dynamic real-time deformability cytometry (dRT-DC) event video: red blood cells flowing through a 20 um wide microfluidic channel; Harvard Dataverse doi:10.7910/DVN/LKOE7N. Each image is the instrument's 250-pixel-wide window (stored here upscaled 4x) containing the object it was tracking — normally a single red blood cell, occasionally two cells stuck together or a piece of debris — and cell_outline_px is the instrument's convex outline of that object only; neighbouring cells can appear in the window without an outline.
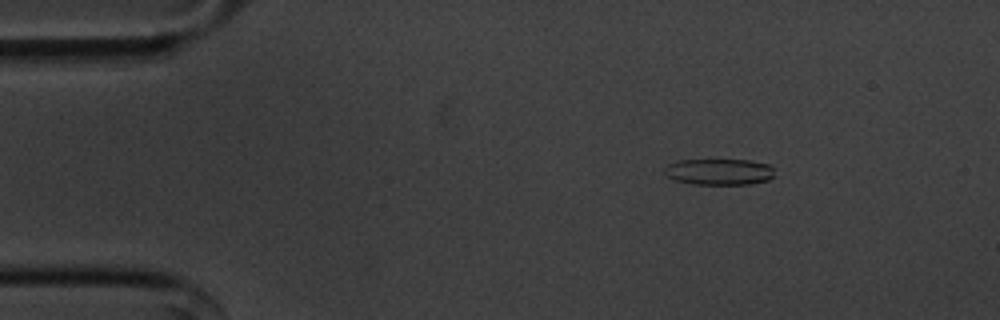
{"species": "common noctule bat (a hibernating species)", "species_latin": "Nyctalus noctula", "temperature_condition": "cold", "stored_images_in_passage": 51, "camera_frame_rate_fps": 3000, "um_per_image_px": 0.085, "animal": {"sex": "male", "body_mass_g": 20.1, "forearm_length_mm": 53.5}, "frame": {"image": 1, "passage_image": 4, "time_ms": 1.0, "image_size_px": [1000, 320], "cell_outline_px": [[772, 176], [768, 180], [748, 184], [692, 184], [676, 180], [668, 176], [664, 172], [664, 168], [668, 164], [680, 160], [748, 160], [768, 164], [772, 168]], "centroid_in_image_um": [61.1, 14.6], "position_along_channel_um": 23.9, "area_um2": 16.59}}
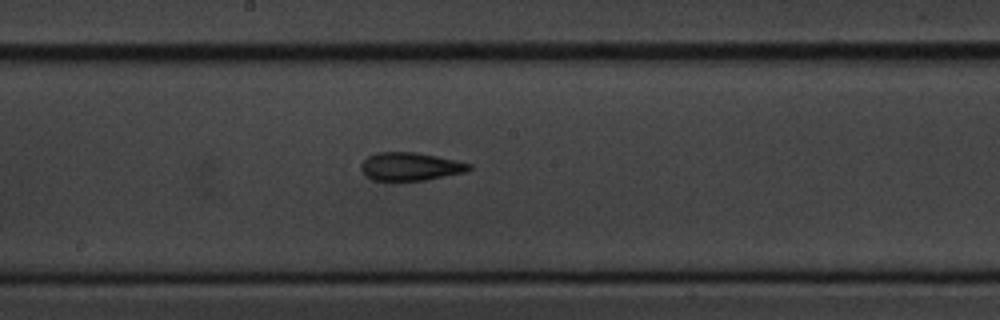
{"frame": {"image": 2, "passage_image": 25, "time_ms": 8.0, "image_size_px": [1000, 320], "cell_outline_px": [[472, 168], [468, 172], [424, 180], [392, 184], [372, 180], [360, 168], [360, 164], [368, 156], [376, 152], [416, 152], [456, 160], [472, 164]], "centroid_in_image_um": [34.86, 14.2], "position_along_channel_um": 213.3, "area_um2": 18.44}}
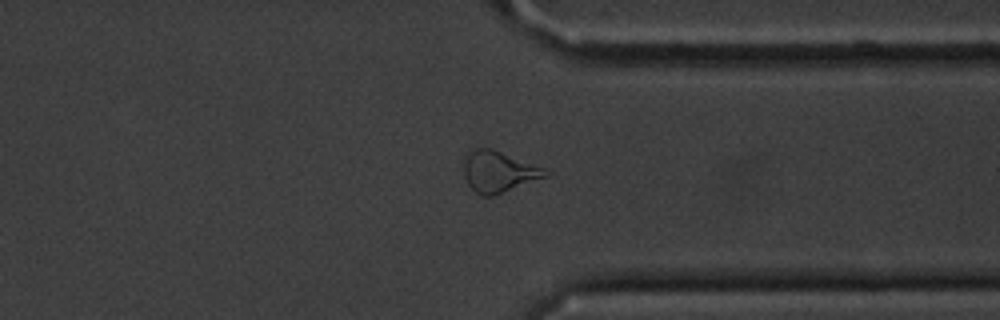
{"frame": {"image": 3, "passage_image": 38, "time_ms": 12.333, "image_size_px": [1000, 320], "cell_outline_px": [[552, 172], [548, 176], [492, 196], [480, 196], [468, 184], [464, 176], [464, 160], [468, 152], [472, 148], [492, 148], [544, 168]], "centroid_in_image_um": [42.38, 14.58], "position_along_channel_um": 369.0, "area_um2": 19.54}, "authors_computed_cell_mechanics": {"area_um2": 18.0914, "velocity_mm_per_s": 3.626, "shape_relaxation_time_tau1_ms": 6.2392, "shape_relaxation_time_tau2_ms": 2.9092, "deformation_change_tau1": 0.1615, "deformation_change_tau2": 0.1181}}